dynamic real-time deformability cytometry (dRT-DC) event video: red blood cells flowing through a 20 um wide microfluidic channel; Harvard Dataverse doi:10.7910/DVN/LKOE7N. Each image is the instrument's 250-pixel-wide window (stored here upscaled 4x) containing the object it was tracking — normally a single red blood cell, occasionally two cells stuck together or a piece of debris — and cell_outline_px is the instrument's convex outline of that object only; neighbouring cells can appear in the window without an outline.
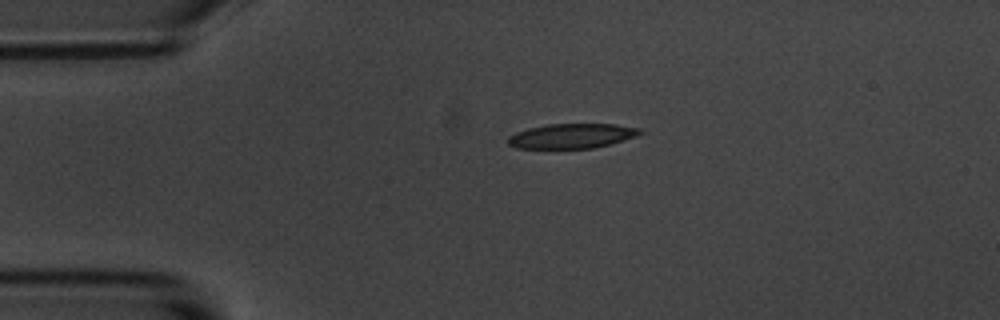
{"species": "common noctule bat (a hibernating species)", "species_latin": "Nyctalus noctula", "temperature_condition": "room temperature", "stored_images_in_passage": 2, "camera_frame_rate_fps": 3000, "um_per_image_px": 0.085, "animal": {"sex": "male", "body_mass_g": 20.1, "forearm_length_mm": 53.5}, "frame": {"image": 1, "passage_image": 1, "time_ms": 0.0, "image_size_px": [1000, 320], "cell_outline_px": [[644, 132], [636, 136], [608, 144], [592, 148], [516, 148], [508, 144], [508, 136], [516, 132], [528, 128], [548, 124], [616, 124], [640, 128]], "centroid_in_image_um": [48.59, 11.55], "position_along_channel_um": 36.4, "area_um2": 18.9}}